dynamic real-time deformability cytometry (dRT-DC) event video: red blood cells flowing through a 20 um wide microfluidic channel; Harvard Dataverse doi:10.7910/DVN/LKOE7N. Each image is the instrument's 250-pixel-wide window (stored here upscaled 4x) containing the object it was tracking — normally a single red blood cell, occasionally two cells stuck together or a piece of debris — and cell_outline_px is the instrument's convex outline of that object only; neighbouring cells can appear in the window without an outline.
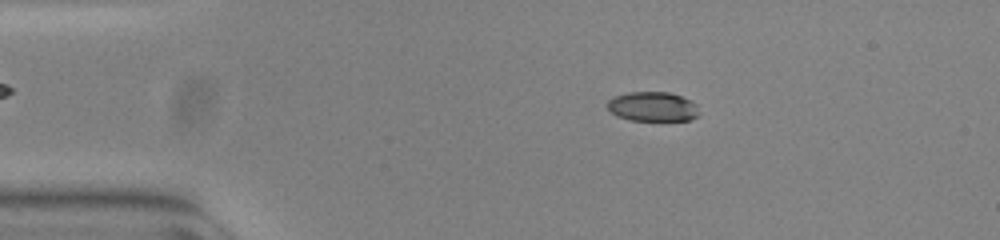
{"species": "common noctule bat (a hibernating species)", "species_latin": "Nyctalus noctula", "temperature_condition": "warm", "stored_images_in_passage": 47, "camera_frame_rate_fps": 3000, "um_per_image_px": 0.085, "animal": {"sex": "female", "body_mass_g": 23.0, "forearm_length_mm": 53.4}, "frame": {"image": 1, "passage_image": 3, "time_ms": 0.667, "image_size_px": [1000, 240], "cell_outline_px": [[696, 116], [688, 120], [632, 120], [616, 116], [608, 108], [608, 100], [612, 96], [628, 92], [668, 92], [692, 100], [696, 104]], "centroid_in_image_um": [55.43, 9.04], "position_along_channel_um": 29.6, "area_um2": 15.61}}
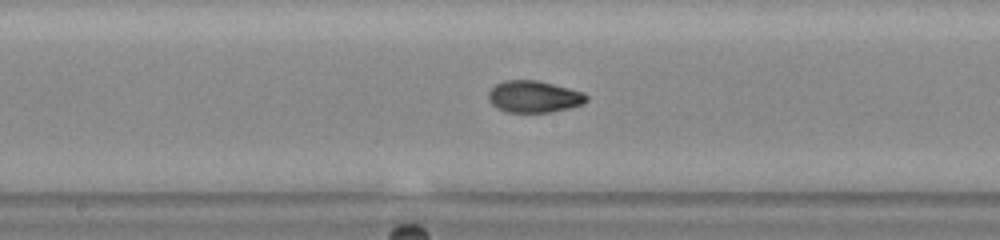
{"frame": {"image": 2, "passage_image": 21, "time_ms": 6.667, "image_size_px": [1000, 240], "cell_outline_px": [[588, 100], [584, 104], [568, 108], [548, 112], [508, 112], [496, 108], [488, 100], [488, 92], [496, 84], [504, 80], [536, 80], [584, 92], [588, 96]], "centroid_in_image_um": [45.38, 8.21], "position_along_channel_um": 202.8, "area_um2": 18.15}}
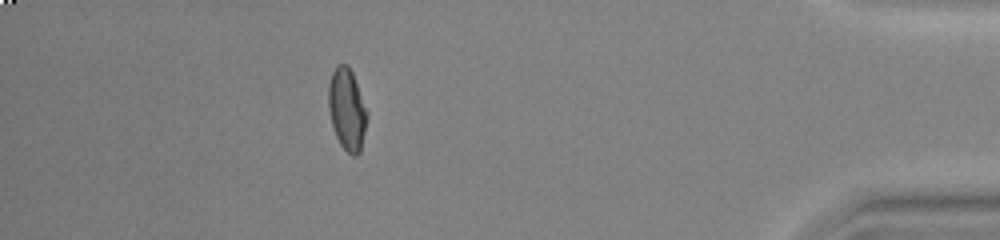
{"frame": {"image": 3, "passage_image": 41, "time_ms": 13.333, "image_size_px": [1000, 240], "cell_outline_px": [[368, 116], [360, 152], [356, 156], [352, 156], [340, 144], [336, 136], [332, 124], [328, 108], [328, 84], [332, 72], [336, 64], [348, 64], [352, 72], [368, 112]], "centroid_in_image_um": [29.49, 9.28], "position_along_channel_um": 405.7, "area_um2": 18.5}, "authors_computed_cell_mechanics": {"area_um2": 17.8602, "velocity_mm_per_s": 3.8175, "shape_relaxation_time_tau1_ms": 5.9006, "shape_relaxation_time_tau2_ms": 0.8762, "deformation_change_tau1": 0.1933, "deformation_change_tau2": 0.0455}}